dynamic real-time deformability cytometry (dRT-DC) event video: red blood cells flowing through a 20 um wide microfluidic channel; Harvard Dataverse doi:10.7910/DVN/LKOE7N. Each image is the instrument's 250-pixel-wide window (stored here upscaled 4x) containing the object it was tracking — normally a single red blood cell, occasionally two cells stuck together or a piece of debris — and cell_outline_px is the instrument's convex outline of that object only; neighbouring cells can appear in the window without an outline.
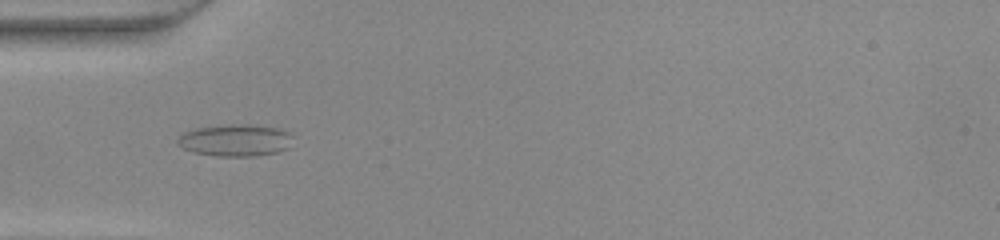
{"species": "common noctule bat (a hibernating species)", "species_latin": "Nyctalus noctula", "temperature_condition": "warm", "stored_images_in_passage": 34, "camera_frame_rate_fps": 3000, "um_per_image_px": 0.085, "animal": {"sex": "female", "body_mass_g": 22.0, "forearm_length_mm": 56.7}, "frame": {"image": 1, "passage_image": 1, "time_ms": 0.0, "image_size_px": [1000, 240], "cell_outline_px": [[292, 136], [288, 148], [276, 152], [256, 156], [216, 156], [192, 152], [176, 144], [176, 140], [184, 132], [196, 128], [228, 124], [248, 124], [280, 128], [288, 132]], "centroid_in_image_um": [19.99, 11.92], "position_along_channel_um": 65.0, "area_um2": 21.56}}
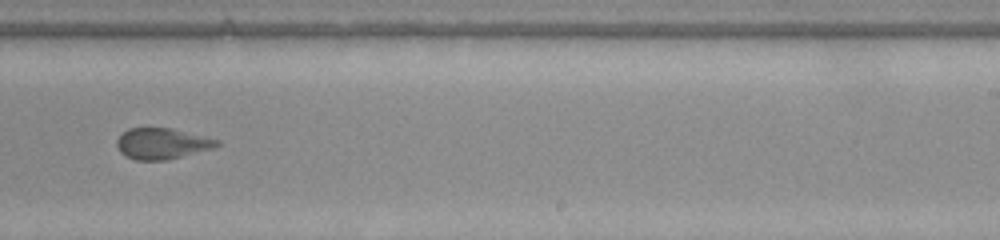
{"frame": {"image": 2, "passage_image": 16, "time_ms": 5.0, "image_size_px": [1000, 240], "cell_outline_px": [[220, 144], [212, 148], [164, 160], [136, 160], [120, 152], [116, 144], [116, 140], [120, 132], [128, 128], [172, 128], [220, 140]], "centroid_in_image_um": [13.72, 12.18], "position_along_channel_um": 275.3, "area_um2": 17.92}}
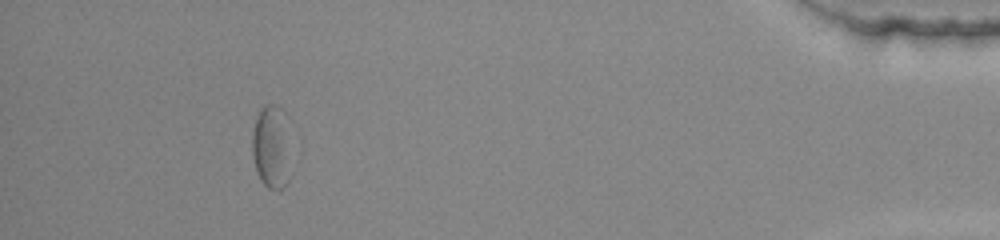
{"frame": {"image": 3, "passage_image": 30, "time_ms": 9.667, "image_size_px": [1000, 240], "cell_outline_px": [[288, 180], [284, 188], [268, 188], [260, 180], [256, 172], [252, 156], [252, 132], [256, 116], [260, 108], [264, 104], [276, 104], [288, 116]], "centroid_in_image_um": [23.04, 12.42], "position_along_channel_um": 412.2, "area_um2": 19.07}}